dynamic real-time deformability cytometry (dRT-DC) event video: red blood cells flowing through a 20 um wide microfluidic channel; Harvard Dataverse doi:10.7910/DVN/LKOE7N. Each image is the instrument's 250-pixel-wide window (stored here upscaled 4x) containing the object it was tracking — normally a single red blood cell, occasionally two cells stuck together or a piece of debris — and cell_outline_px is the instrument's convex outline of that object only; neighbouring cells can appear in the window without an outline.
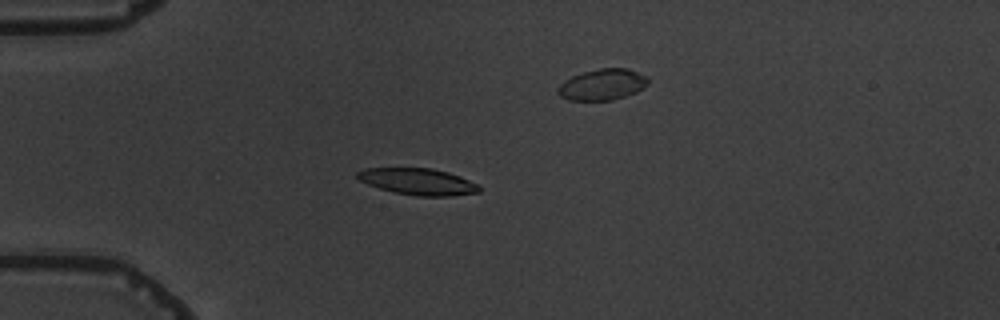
{"species": "common noctule bat (a hibernating species)", "species_latin": "Nyctalus noctula", "temperature_condition": "warm", "stored_images_in_passage": 6, "camera_frame_rate_fps": 3000, "um_per_image_px": 0.085, "animal": {"sex": "male", "body_mass_g": 19.5, "forearm_length_mm": 54.6}, "frame": {"image": 1, "passage_image": 2, "time_ms": 2.0, "image_size_px": [1000, 320], "cell_outline_px": [[480, 192], [452, 196], [416, 196], [396, 192], [380, 188], [368, 184], [360, 180], [356, 176], [356, 172], [364, 168], [432, 168], [448, 172], [460, 176], [476, 184], [480, 188]], "centroid_in_image_um": [35.52, 15.43], "position_along_channel_um": 49.5, "area_um2": 18.73}}
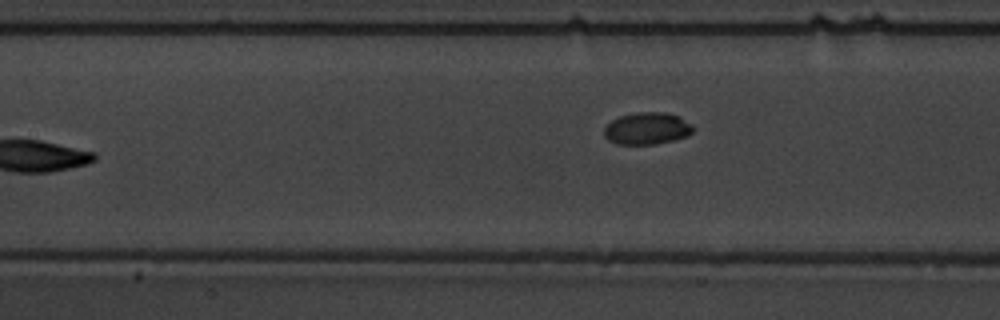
{"frame": {"image": 2, "passage_image": 6, "time_ms": 6.667, "image_size_px": [1000, 320], "cell_outline_px": [[696, 128], [688, 136], [676, 140], [656, 144], [616, 144], [608, 140], [604, 136], [604, 128], [612, 120], [620, 116], [636, 112], [664, 112], [680, 116], [692, 124]], "centroid_in_image_um": [55.04, 10.92], "position_along_channel_um": 152.4, "area_um2": 16.88}}